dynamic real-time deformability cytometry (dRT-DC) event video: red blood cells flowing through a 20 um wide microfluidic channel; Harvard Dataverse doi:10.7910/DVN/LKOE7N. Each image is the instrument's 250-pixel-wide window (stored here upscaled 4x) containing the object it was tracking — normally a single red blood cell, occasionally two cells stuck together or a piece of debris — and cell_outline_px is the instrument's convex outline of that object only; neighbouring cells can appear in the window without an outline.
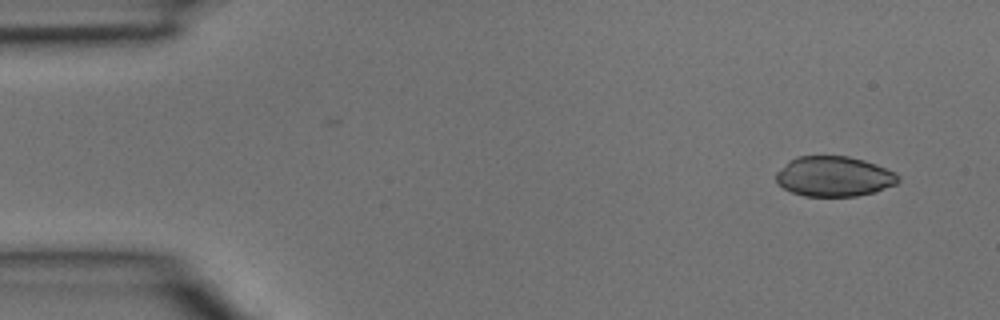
{"species": "common noctule bat (a hibernating species)", "species_latin": "Nyctalus noctula", "temperature_condition": "room temperature", "stored_images_in_passage": 4, "camera_frame_rate_fps": 3000, "um_per_image_px": 0.085, "animal": {"sex": "male", "body_mass_g": 15.6}, "frame": {"image": 1, "passage_image": 1, "time_ms": 0.0, "image_size_px": [1000, 320], "cell_outline_px": [[900, 180], [896, 184], [876, 192], [856, 196], [804, 196], [792, 192], [784, 188], [776, 180], [776, 172], [788, 160], [796, 156], [848, 156], [864, 160], [876, 164], [896, 172], [900, 176]], "centroid_in_image_um": [70.91, 14.99], "position_along_channel_um": 14.1, "area_um2": 28.78}}